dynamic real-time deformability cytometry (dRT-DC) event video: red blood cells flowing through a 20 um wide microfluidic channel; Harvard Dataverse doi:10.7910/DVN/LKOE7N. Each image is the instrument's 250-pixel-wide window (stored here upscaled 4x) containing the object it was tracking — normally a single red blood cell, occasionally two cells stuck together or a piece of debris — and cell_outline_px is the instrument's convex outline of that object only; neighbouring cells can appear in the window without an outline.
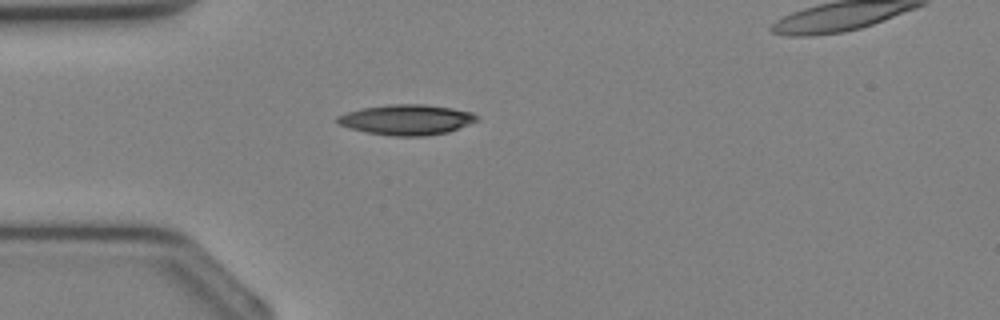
{"species": "Egyptian fruit bat (a non-hibernating species)", "species_latin": "Rousettus aegyptiacus", "temperature_condition": "cold", "stored_images_in_passage": 26, "camera_frame_rate_fps": 3000, "um_per_image_px": 0.085, "animal": {"sex": "female"}, "frame": {"image": 1, "passage_image": 1, "time_ms": 0.0, "image_size_px": [1000, 320], "cell_outline_px": [[480, 120], [448, 132], [424, 136], [392, 136], [368, 132], [348, 128], [340, 124], [336, 120], [336, 116], [348, 112], [364, 108], [392, 104], [424, 104], [452, 108], [472, 112]], "centroid_in_image_um": [34.58, 10.18], "position_along_channel_um": 50.4, "area_um2": 24.51}}
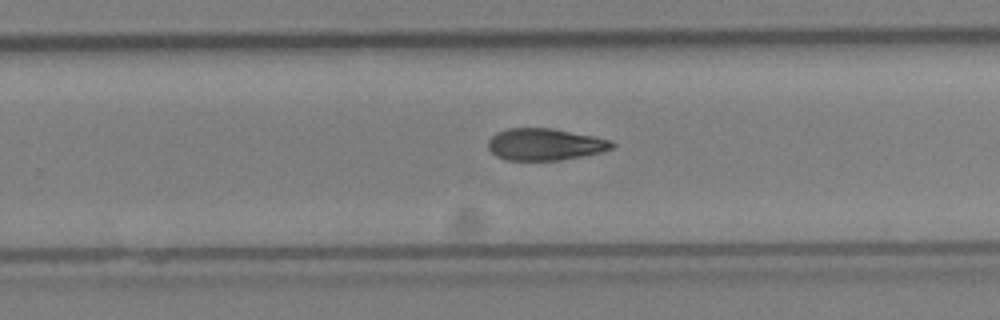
{"frame": {"image": 2, "passage_image": 14, "time_ms": 4.333, "image_size_px": [1000, 320], "cell_outline_px": [[616, 144], [612, 148], [600, 152], [584, 156], [564, 160], [508, 160], [496, 156], [488, 148], [488, 140], [496, 132], [508, 128], [552, 128], [592, 136], [608, 140]], "centroid_in_image_um": [46.29, 12.27], "position_along_channel_um": 283.5, "area_um2": 22.95}}
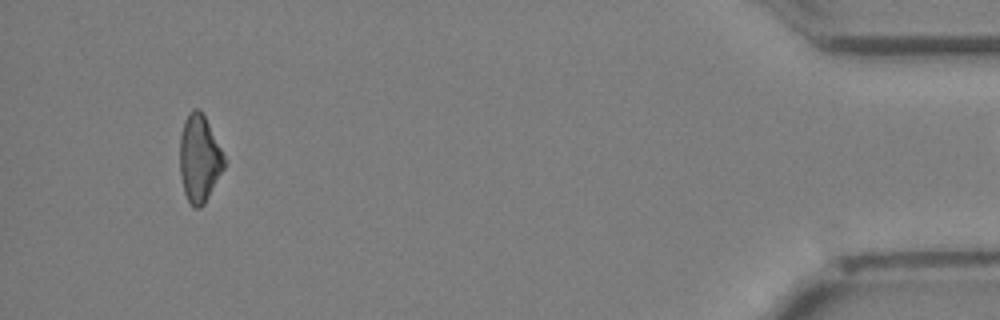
{"frame": {"image": 3, "passage_image": 25, "time_ms": 8.0, "image_size_px": [1000, 320], "cell_outline_px": [[224, 168], [204, 204], [200, 208], [192, 208], [184, 192], [180, 176], [180, 136], [184, 120], [188, 112], [192, 108], [196, 108], [204, 116], [224, 156]], "centroid_in_image_um": [16.91, 13.5], "position_along_channel_um": 418.3, "area_um2": 22.25}}